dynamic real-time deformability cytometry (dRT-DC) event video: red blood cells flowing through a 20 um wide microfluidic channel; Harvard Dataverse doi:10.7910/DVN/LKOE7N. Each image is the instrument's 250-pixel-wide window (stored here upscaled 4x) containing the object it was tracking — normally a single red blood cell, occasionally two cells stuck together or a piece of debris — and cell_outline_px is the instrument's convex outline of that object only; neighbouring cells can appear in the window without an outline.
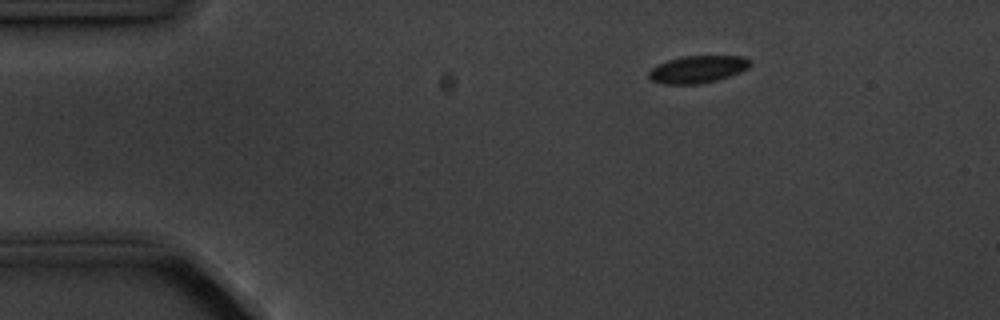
{"species": "common noctule bat (a hibernating species)", "species_latin": "Nyctalus noctula", "temperature_condition": "cold", "stored_images_in_passage": 5, "camera_frame_rate_fps": 3000, "um_per_image_px": 0.085, "animal": {"sex": "male", "body_mass_g": 20.1, "forearm_length_mm": 53.5}, "frame": {"image": 1, "passage_image": 3, "time_ms": 2.333, "image_size_px": [1000, 320], "cell_outline_px": [[752, 64], [748, 68], [740, 72], [716, 80], [696, 84], [664, 84], [652, 80], [648, 76], [648, 72], [652, 68], [668, 60], [680, 56], [744, 56], [752, 60]], "centroid_in_image_um": [59.33, 5.88], "position_along_channel_um": 25.7, "area_um2": 16.07}}